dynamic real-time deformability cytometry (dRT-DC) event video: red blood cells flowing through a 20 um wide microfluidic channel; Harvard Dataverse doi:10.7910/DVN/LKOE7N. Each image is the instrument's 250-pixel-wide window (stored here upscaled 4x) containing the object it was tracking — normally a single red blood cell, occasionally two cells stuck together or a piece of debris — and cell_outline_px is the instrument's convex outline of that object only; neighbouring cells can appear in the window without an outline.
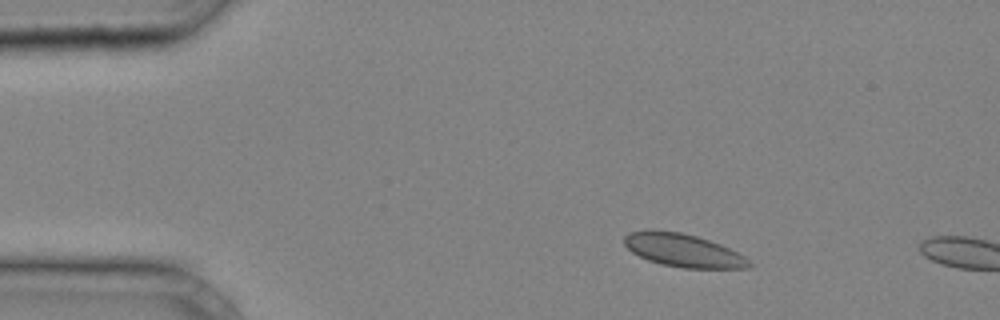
{"species": "common noctule bat (a hibernating species)", "species_latin": "Nyctalus noctula", "temperature_condition": "cold", "stored_images_in_passage": 7, "camera_frame_rate_fps": 3000, "um_per_image_px": 0.085, "animal": {"sex": "male", "body_mass_g": 20.4}, "frame": {"image": 1, "passage_image": 1, "time_ms": 0.0, "image_size_px": [1000, 320], "cell_outline_px": [[752, 264], [748, 268], [684, 268], [660, 264], [648, 260], [632, 252], [624, 244], [624, 236], [628, 232], [648, 228], [652, 228], [680, 232], [696, 236], [720, 244], [744, 256]], "centroid_in_image_um": [58.0, 21.26], "position_along_channel_um": 27.0, "area_um2": 24.22}}